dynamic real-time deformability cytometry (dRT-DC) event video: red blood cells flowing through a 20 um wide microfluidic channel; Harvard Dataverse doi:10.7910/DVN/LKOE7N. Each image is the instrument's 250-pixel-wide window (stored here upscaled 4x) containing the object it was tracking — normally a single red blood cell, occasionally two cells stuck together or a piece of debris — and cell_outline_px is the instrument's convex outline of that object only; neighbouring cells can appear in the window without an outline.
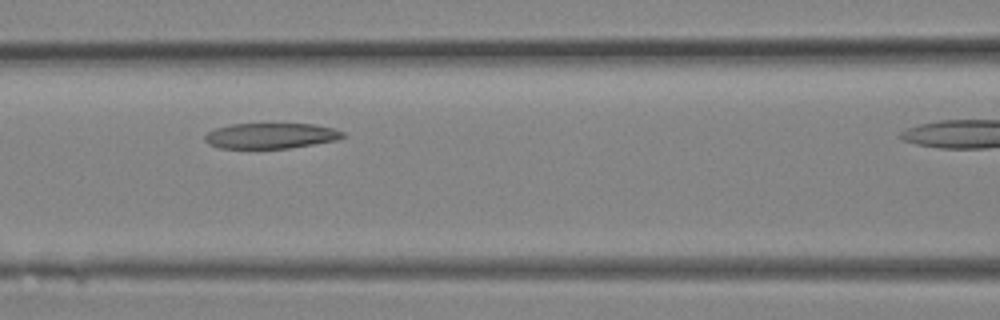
{"species": "Egyptian fruit bat (a non-hibernating species)", "species_latin": "Rousettus aegyptiacus", "temperature_condition": "room temperature", "stored_images_in_passage": 11, "camera_frame_rate_fps": 3000, "um_per_image_px": 0.085, "animal": {"sex": "female"}, "frame": {"image": 1, "passage_image": 7, "time_ms": 2.0, "image_size_px": [1000, 320], "cell_outline_px": [[344, 136], [336, 140], [288, 148], [220, 148], [208, 144], [204, 140], [204, 136], [208, 132], [216, 128], [228, 124], [312, 124], [332, 128], [344, 132]], "centroid_in_image_um": [22.97, 11.54], "position_along_channel_um": 143.6, "area_um2": 20.35}}
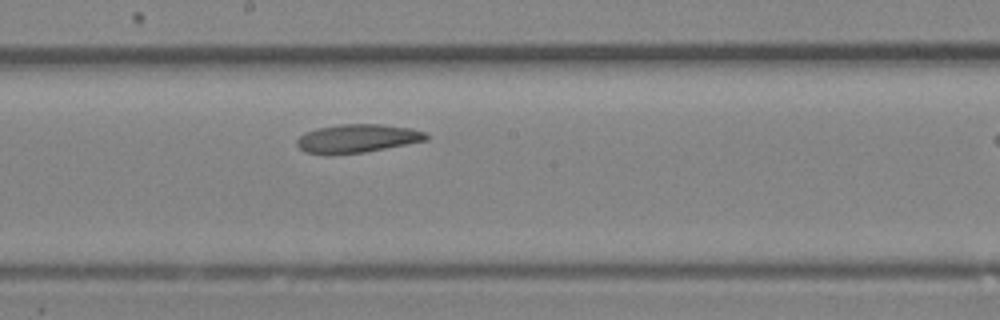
{"frame": {"image": 2, "passage_image": 10, "time_ms": 3.0, "image_size_px": [1000, 320], "cell_outline_px": [[428, 140], [364, 152], [304, 152], [296, 144], [296, 140], [304, 132], [316, 128], [340, 124], [380, 124], [412, 128], [428, 132]], "centroid_in_image_um": [30.43, 11.72], "position_along_channel_um": 217.8, "area_um2": 20.98}}